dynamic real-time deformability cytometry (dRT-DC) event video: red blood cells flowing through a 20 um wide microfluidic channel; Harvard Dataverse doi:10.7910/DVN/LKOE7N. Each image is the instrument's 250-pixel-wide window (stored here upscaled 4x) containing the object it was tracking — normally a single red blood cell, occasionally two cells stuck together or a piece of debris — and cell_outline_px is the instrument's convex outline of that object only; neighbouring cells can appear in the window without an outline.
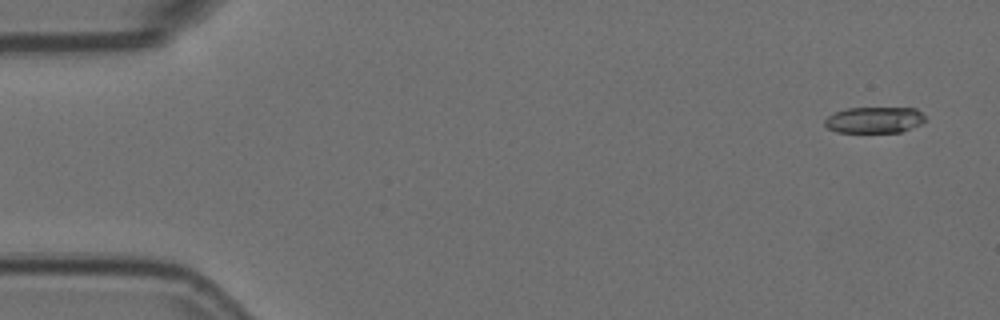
{"species": "Egyptian fruit bat (a non-hibernating species)", "species_latin": "Rousettus aegyptiacus", "temperature_condition": "room temperature", "stored_images_in_passage": 4, "camera_frame_rate_fps": 3000, "um_per_image_px": 0.085, "animal": {"sex": "female"}, "frame": {"image": 1, "passage_image": 1, "time_ms": 0.0, "image_size_px": [1000, 320], "cell_outline_px": [[924, 120], [920, 124], [900, 132], [836, 132], [828, 128], [824, 124], [824, 120], [828, 116], [836, 112], [848, 108], [916, 108], [924, 116]], "centroid_in_image_um": [74.29, 10.19], "position_along_channel_um": 10.7, "area_um2": 15.14}}
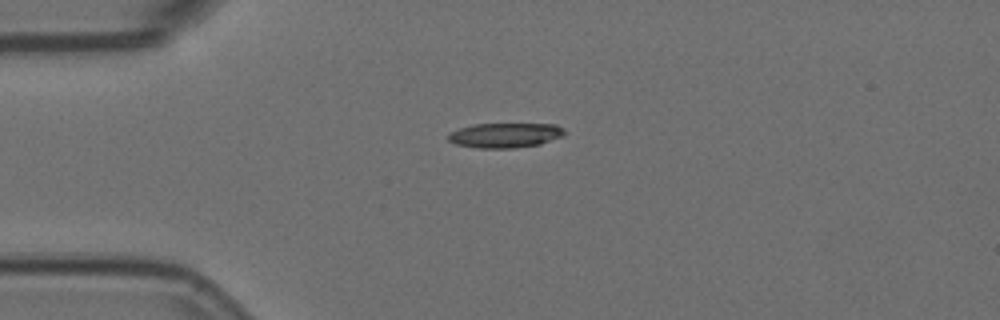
{"frame": {"image": 2, "passage_image": 4, "time_ms": 1.0, "image_size_px": [1000, 320], "cell_outline_px": [[564, 136], [540, 144], [512, 148], [480, 148], [456, 144], [448, 140], [448, 136], [452, 132], [460, 128], [472, 124], [556, 124], [564, 128]], "centroid_in_image_um": [42.97, 11.49], "position_along_channel_um": 42.0, "area_um2": 16.7}}